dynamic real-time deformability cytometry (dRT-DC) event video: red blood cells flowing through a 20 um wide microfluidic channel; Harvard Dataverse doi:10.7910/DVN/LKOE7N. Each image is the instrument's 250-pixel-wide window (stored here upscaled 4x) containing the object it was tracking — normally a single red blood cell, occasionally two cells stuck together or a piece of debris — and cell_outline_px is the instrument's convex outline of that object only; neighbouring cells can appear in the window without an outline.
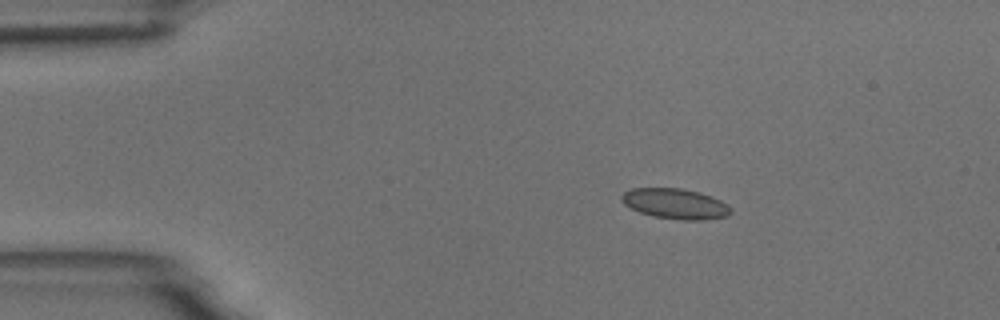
{"species": "common noctule bat (a hibernating species)", "species_latin": "Nyctalus noctula", "temperature_condition": "room temperature", "stored_images_in_passage": 5, "segment_of_instrument_passage": [1, 2], "camera_frame_rate_fps": 3000, "um_per_image_px": 0.085, "animal": {"sex": "male", "body_mass_g": 18.8}, "frame": {"image": 1, "passage_image": 2, "time_ms": 1.333, "image_size_px": [1000, 320], "cell_outline_px": [[732, 212], [728, 216], [704, 220], [684, 220], [652, 216], [640, 212], [624, 204], [620, 200], [620, 196], [624, 192], [632, 188], [684, 188], [700, 192], [712, 196], [728, 204], [732, 208]], "centroid_in_image_um": [57.43, 17.31], "position_along_channel_um": 27.6, "area_um2": 19.54}}
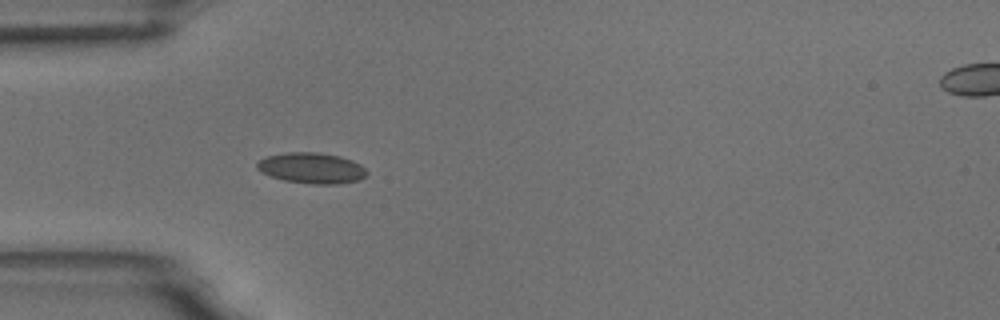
{"frame": {"image": 2, "passage_image": 4, "time_ms": 3.667, "image_size_px": [1000, 320], "cell_outline_px": [[368, 172], [360, 180], [336, 184], [312, 184], [284, 180], [260, 172], [256, 168], [256, 164], [260, 160], [268, 156], [288, 152], [316, 152], [340, 156], [352, 160], [360, 164]], "centroid_in_image_um": [26.49, 14.28], "position_along_channel_um": 58.5, "area_um2": 19.59}}